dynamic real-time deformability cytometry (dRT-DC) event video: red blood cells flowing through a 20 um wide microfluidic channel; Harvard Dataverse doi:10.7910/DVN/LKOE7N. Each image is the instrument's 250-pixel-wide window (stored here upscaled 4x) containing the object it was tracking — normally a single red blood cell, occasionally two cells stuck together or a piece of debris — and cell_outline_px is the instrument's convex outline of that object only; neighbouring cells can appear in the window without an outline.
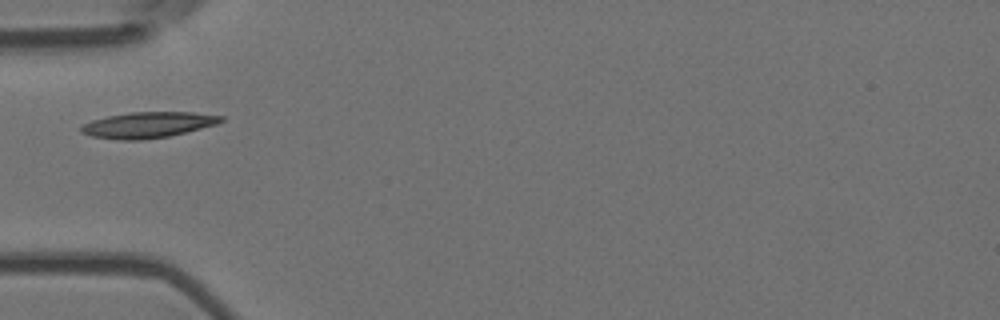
{"species": "Egyptian fruit bat (a non-hibernating species)", "species_latin": "Rousettus aegyptiacus", "temperature_condition": "room temperature", "stored_images_in_passage": 10, "camera_frame_rate_fps": 3000, "um_per_image_px": 0.085, "animal": {"sex": "female"}, "frame": {"image": 1, "passage_image": 6, "time_ms": 1.667, "image_size_px": [1000, 320], "cell_outline_px": [[224, 120], [216, 124], [168, 136], [140, 140], [120, 140], [92, 136], [80, 132], [80, 128], [84, 124], [92, 120], [108, 116], [132, 112], [192, 112], [224, 116]], "centroid_in_image_um": [12.56, 10.61], "position_along_channel_um": 72.4, "area_um2": 20.81}}
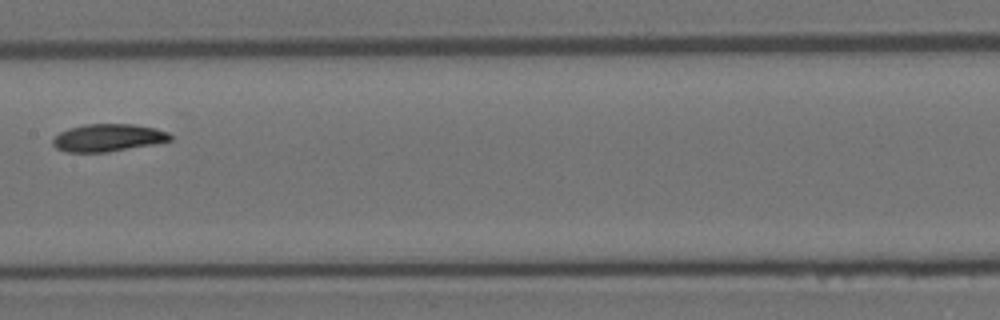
{"frame": {"image": 2, "passage_image": 9, "time_ms": 2.667, "image_size_px": [1000, 320], "cell_outline_px": [[172, 140], [152, 144], [108, 152], [64, 152], [56, 148], [52, 144], [52, 140], [60, 132], [68, 128], [84, 124], [132, 124], [156, 128], [168, 132], [172, 136]], "centroid_in_image_um": [9.16, 11.7], "position_along_channel_um": 198.2, "area_um2": 18.84}}
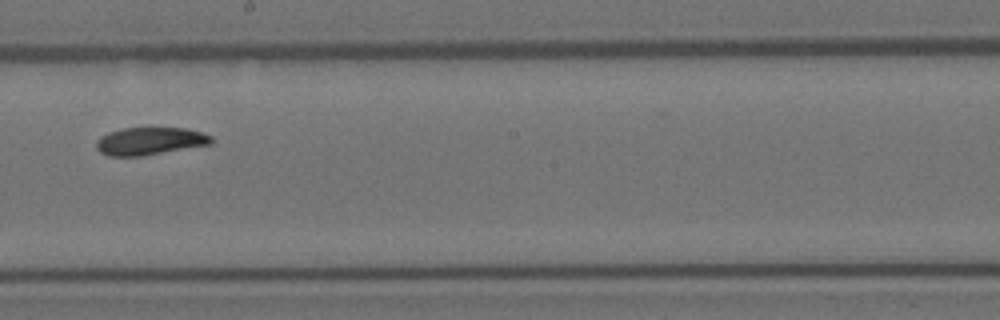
{"frame": {"image": 3, "passage_image": 10, "time_ms": 3.0, "image_size_px": [1000, 320], "cell_outline_px": [[212, 144], [144, 156], [108, 156], [100, 152], [96, 148], [96, 140], [100, 136], [108, 132], [124, 128], [188, 128], [212, 136]], "centroid_in_image_um": [12.73, 12.0], "position_along_channel_um": 235.5, "area_um2": 18.67}}